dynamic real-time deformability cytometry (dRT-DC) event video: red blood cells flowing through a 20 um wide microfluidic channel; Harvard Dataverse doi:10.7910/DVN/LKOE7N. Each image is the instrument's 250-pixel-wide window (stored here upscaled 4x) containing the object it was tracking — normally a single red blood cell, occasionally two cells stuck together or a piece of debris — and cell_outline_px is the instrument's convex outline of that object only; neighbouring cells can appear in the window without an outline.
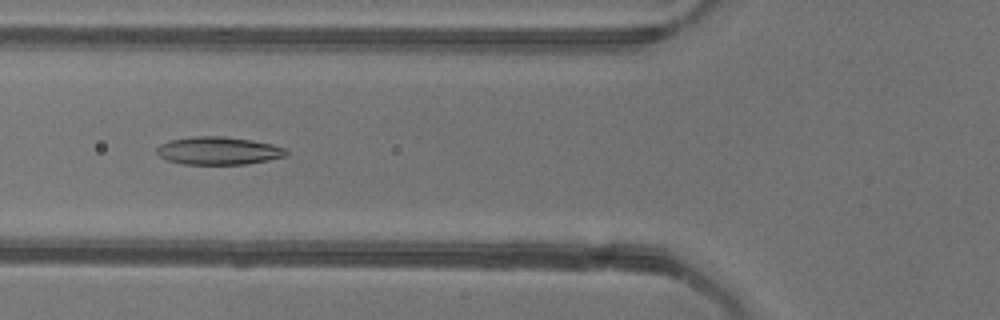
{"species": "common noctule bat (a hibernating species)", "species_latin": "Nyctalus noctula", "temperature_condition": "warm", "stored_images_in_passage": 52, "camera_frame_rate_fps": 3000, "um_per_image_px": 0.085, "animal": {"sex": "female"}, "frame": {"image": 1, "passage_image": 19, "time_ms": 6.0, "image_size_px": [1000, 320], "cell_outline_px": [[288, 156], [268, 160], [244, 164], [180, 164], [168, 160], [160, 156], [156, 152], [156, 148], [160, 144], [172, 140], [192, 136], [224, 136], [252, 140], [272, 144], [284, 148], [288, 152]], "centroid_in_image_um": [18.57, 12.81], "position_along_channel_um": 107.2, "area_um2": 21.04}}
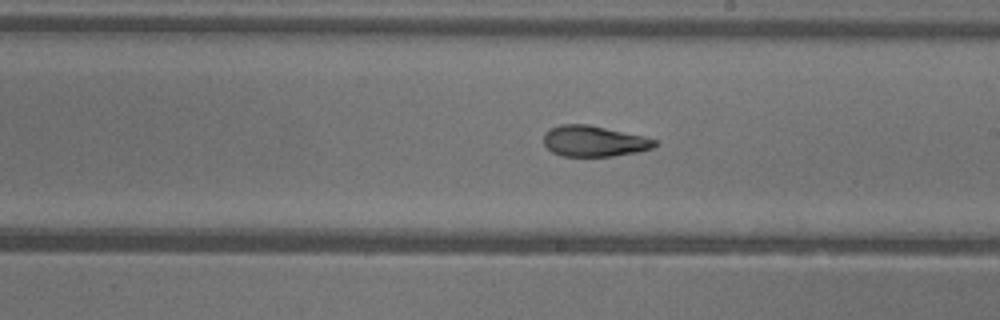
{"frame": {"image": 2, "passage_image": 29, "time_ms": 9.333, "image_size_px": [1000, 320], "cell_outline_px": [[656, 144], [652, 148], [636, 152], [612, 156], [560, 156], [552, 152], [544, 144], [544, 132], [560, 124], [588, 124], [640, 136], [656, 140]], "centroid_in_image_um": [50.43, 12.0], "position_along_channel_um": 238.6, "area_um2": 19.65}}
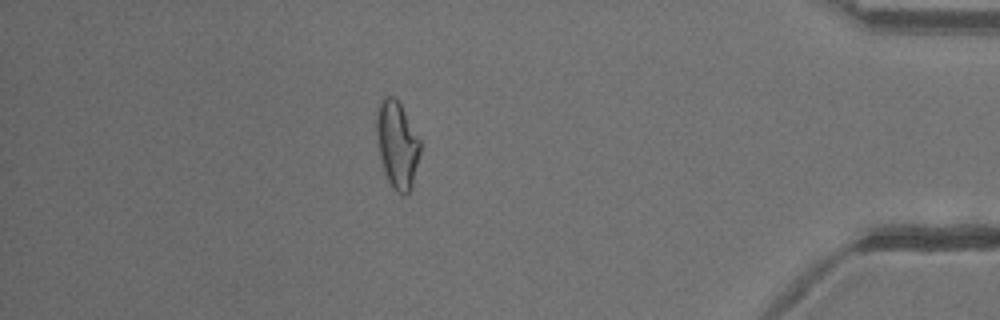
{"frame": {"image": 3, "passage_image": 45, "time_ms": 14.667, "image_size_px": [1000, 320], "cell_outline_px": [[420, 152], [412, 188], [404, 196], [396, 192], [392, 188], [384, 172], [380, 156], [376, 132], [376, 108], [380, 100], [384, 96], [392, 96], [400, 104], [420, 140]], "centroid_in_image_um": [33.74, 12.31], "position_along_channel_um": 401.5, "area_um2": 22.14}, "authors_computed_cell_mechanics": {"area_um2": 21.4149, "velocity_mm_per_s": 3.9283, "shape_relaxation_time_tau1_ms": 6.6593, "shape_relaxation_time_tau2_ms": 1.6484, "deformation_change_tau1": 0.2098, "deformation_change_tau2": 0.0938}}